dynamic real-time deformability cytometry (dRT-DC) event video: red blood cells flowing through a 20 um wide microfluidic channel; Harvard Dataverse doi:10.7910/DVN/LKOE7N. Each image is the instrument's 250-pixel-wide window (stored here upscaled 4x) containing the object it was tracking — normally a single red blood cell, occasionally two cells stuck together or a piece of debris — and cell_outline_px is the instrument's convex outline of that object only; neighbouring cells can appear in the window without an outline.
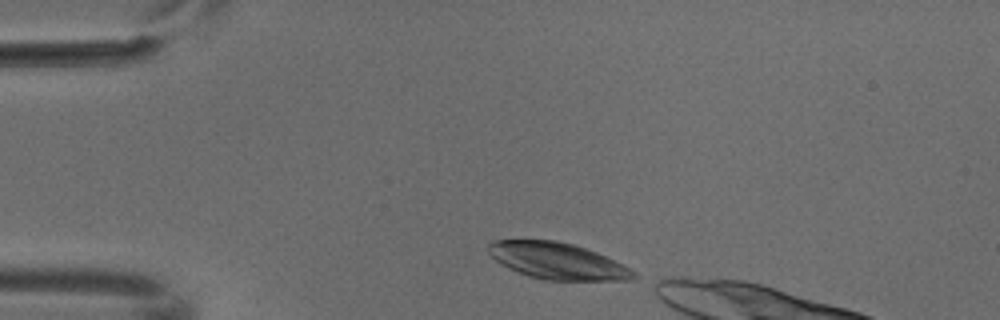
{"species": "common noctule bat (a hibernating species)", "species_latin": "Nyctalus noctula", "temperature_condition": "cold", "stored_images_in_passage": 3, "camera_frame_rate_fps": 3000, "um_per_image_px": 0.085, "animal": {"sex": "male", "body_mass_g": 18.8}, "frame": {"image": 1, "passage_image": 1, "time_ms": 0.0, "image_size_px": [1000, 320], "cell_outline_px": [[640, 276], [632, 280], [544, 280], [528, 276], [508, 268], [500, 264], [484, 248], [492, 240], [556, 240], [572, 244], [596, 252], [636, 272]], "centroid_in_image_um": [47.33, 22.18], "position_along_channel_um": 37.7, "area_um2": 30.81}}